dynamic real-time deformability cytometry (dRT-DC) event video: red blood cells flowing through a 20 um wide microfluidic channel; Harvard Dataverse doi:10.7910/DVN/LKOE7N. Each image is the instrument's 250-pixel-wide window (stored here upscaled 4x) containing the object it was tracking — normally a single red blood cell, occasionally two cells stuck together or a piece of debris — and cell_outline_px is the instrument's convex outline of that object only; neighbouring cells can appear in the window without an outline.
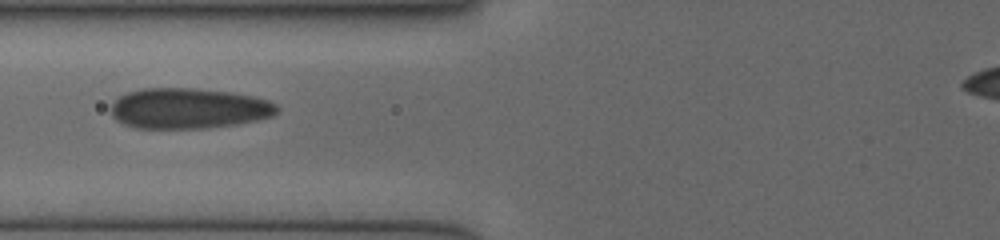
{"species": "human", "species_latin": "Homo sapiens", "temperature_condition": "cold", "stored_images_in_passage": 2, "camera_frame_rate_fps": 3000, "um_per_image_px": 0.085, "donor": {"sex": "female"}, "frame": {"image": 1, "passage_image": 2, "time_ms": 1.0, "image_size_px": [1000, 240], "cell_outline_px": [[280, 112], [272, 116], [256, 120], [236, 124], [208, 128], [132, 128], [116, 120], [112, 116], [112, 104], [120, 96], [128, 92], [140, 88], [196, 88], [232, 92], [256, 96], [268, 100], [276, 104], [280, 108]], "centroid_in_image_um": [16.07, 9.21], "position_along_channel_um": 109.7, "area_um2": 39.59}}